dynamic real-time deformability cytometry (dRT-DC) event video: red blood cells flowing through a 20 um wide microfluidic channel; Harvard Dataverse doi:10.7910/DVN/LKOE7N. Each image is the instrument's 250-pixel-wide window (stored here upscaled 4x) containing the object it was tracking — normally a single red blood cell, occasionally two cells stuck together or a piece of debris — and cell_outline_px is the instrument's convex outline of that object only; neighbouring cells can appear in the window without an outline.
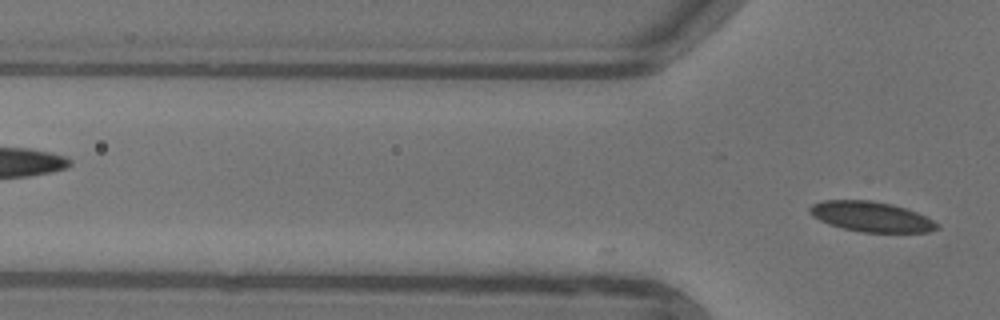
{"species": "common noctule bat (a hibernating species)", "species_latin": "Nyctalus noctula", "temperature_condition": "warm", "stored_images_in_passage": 10, "camera_frame_rate_fps": 3000, "um_per_image_px": 0.085, "animal": {"sex": "female"}, "frame": {"image": 1, "passage_image": 10, "time_ms": 3.0, "image_size_px": [1000, 320], "cell_outline_px": [[940, 228], [932, 232], [860, 232], [828, 224], [812, 216], [808, 212], [808, 208], [812, 204], [824, 200], [872, 200], [892, 204], [916, 212], [940, 224]], "centroid_in_image_um": [74.05, 18.42], "position_along_channel_um": 51.8, "area_um2": 22.43}}